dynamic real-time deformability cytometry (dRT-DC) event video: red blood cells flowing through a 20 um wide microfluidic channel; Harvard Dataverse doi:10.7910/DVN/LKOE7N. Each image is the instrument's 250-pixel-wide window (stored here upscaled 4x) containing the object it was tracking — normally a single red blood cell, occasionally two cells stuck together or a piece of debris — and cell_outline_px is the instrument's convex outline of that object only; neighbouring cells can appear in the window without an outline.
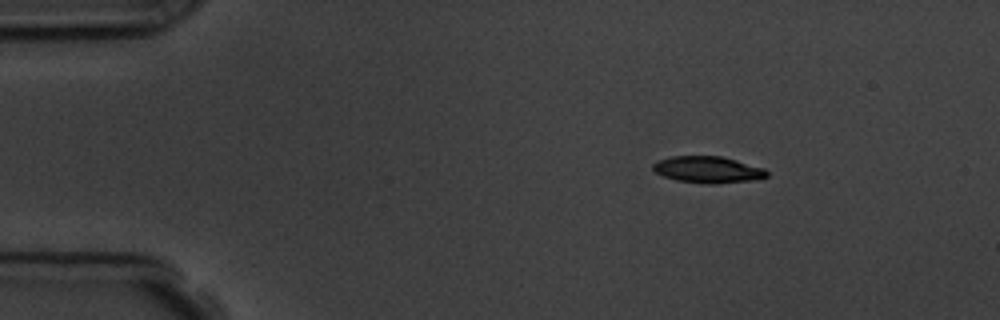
{"species": "common noctule bat (a hibernating species)", "species_latin": "Nyctalus noctula", "temperature_condition": "room temperature", "stored_images_in_passage": 3, "camera_frame_rate_fps": 3000, "um_per_image_px": 0.085, "animal": {"sex": "male", "body_mass_g": 19.5, "forearm_length_mm": 54.6}, "frame": {"image": 1, "passage_image": 1, "time_ms": 0.0, "image_size_px": [1000, 320], "cell_outline_px": [[768, 176], [760, 180], [716, 184], [708, 184], [676, 180], [664, 176], [656, 172], [652, 168], [652, 164], [656, 160], [672, 156], [720, 156], [736, 160], [764, 168], [768, 172]], "centroid_in_image_um": [60.19, 14.43], "position_along_channel_um": 24.8, "area_um2": 17.86}}